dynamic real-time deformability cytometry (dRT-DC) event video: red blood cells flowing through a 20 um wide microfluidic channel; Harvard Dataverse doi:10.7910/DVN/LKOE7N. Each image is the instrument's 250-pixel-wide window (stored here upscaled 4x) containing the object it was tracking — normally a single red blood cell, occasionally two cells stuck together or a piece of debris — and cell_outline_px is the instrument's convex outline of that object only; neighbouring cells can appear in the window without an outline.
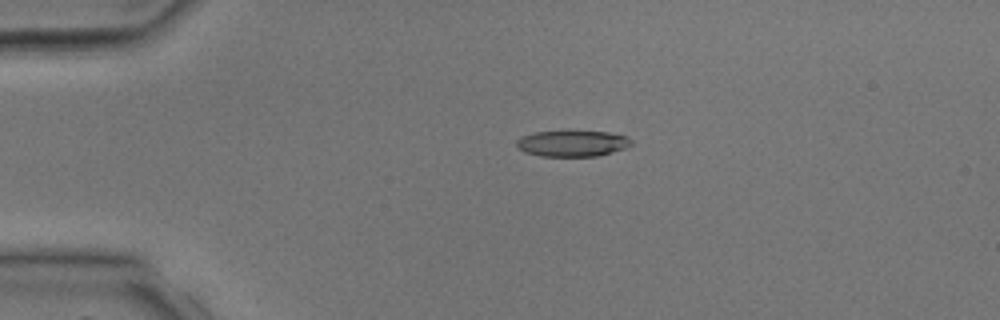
{"species": "common noctule bat (a hibernating species)", "species_latin": "Nyctalus noctula", "temperature_condition": "room temperature", "stored_images_in_passage": 2, "camera_frame_rate_fps": 3000, "um_per_image_px": 0.085, "animal": {"sex": "male", "body_mass_g": 17.9, "forearm_length_mm": 54.2}, "frame": {"image": 1, "passage_image": 1, "time_ms": 0.0, "image_size_px": [1000, 320], "cell_outline_px": [[632, 144], [624, 148], [612, 152], [596, 156], [540, 156], [524, 152], [516, 144], [516, 140], [524, 136], [536, 132], [564, 128], [572, 128], [608, 132], [624, 136], [632, 140]], "centroid_in_image_um": [48.64, 12.14], "position_along_channel_um": 36.4, "area_um2": 18.15}}